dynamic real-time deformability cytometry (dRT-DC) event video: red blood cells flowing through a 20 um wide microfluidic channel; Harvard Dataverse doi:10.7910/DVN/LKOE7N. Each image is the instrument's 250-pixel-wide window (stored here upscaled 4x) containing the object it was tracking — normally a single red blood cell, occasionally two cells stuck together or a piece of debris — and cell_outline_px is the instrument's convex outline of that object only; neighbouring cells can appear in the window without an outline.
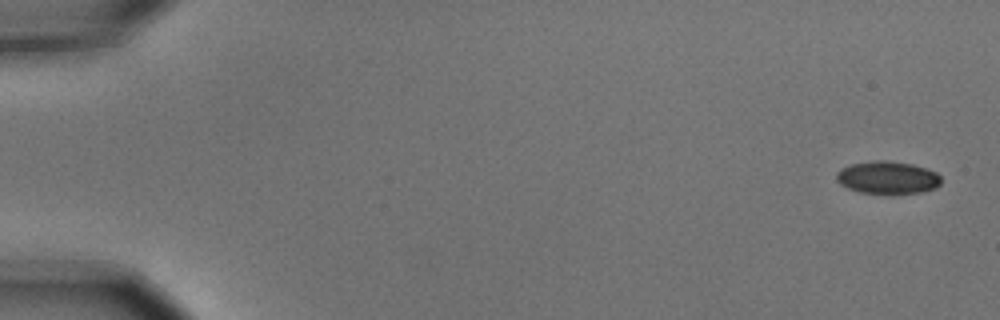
{"species": "common noctule bat (a hibernating species)", "species_latin": "Nyctalus noctula", "temperature_condition": "cold", "stored_images_in_passage": 8, "camera_frame_rate_fps": 3000, "um_per_image_px": 0.085, "animal": {"sex": "male", "body_mass_g": 15.6}, "frame": {"image": 1, "passage_image": 1, "time_ms": 0.0, "image_size_px": [1000, 320], "cell_outline_px": [[940, 184], [936, 188], [920, 192], [892, 196], [860, 192], [848, 188], [840, 184], [836, 180], [836, 172], [840, 168], [852, 164], [872, 160], [888, 160], [912, 164], [928, 168], [936, 172], [940, 176]], "centroid_in_image_um": [75.44, 15.11], "position_along_channel_um": 9.6, "area_um2": 20.58}}
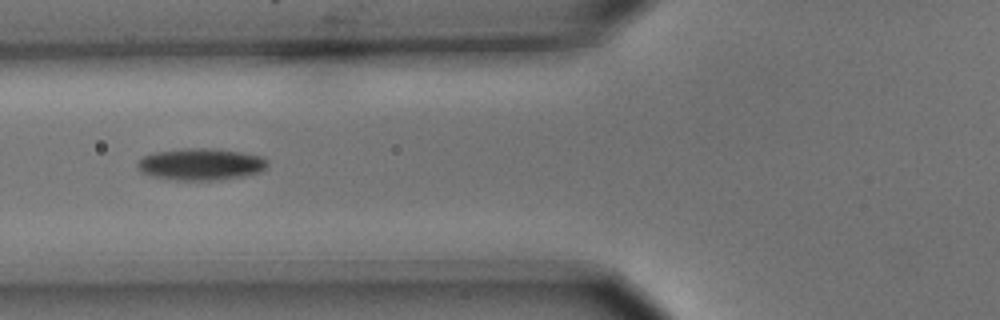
{"frame": {"image": 2, "passage_image": 6, "time_ms": 1.667, "image_size_px": [1000, 320], "cell_outline_px": [[268, 164], [260, 172], [244, 176], [220, 180], [176, 180], [156, 176], [144, 172], [136, 164], [144, 156], [156, 152], [180, 148], [212, 148], [240, 152], [260, 156], [268, 160]], "centroid_in_image_um": [17.12, 13.95], "position_along_channel_um": 108.7, "area_um2": 23.87}}
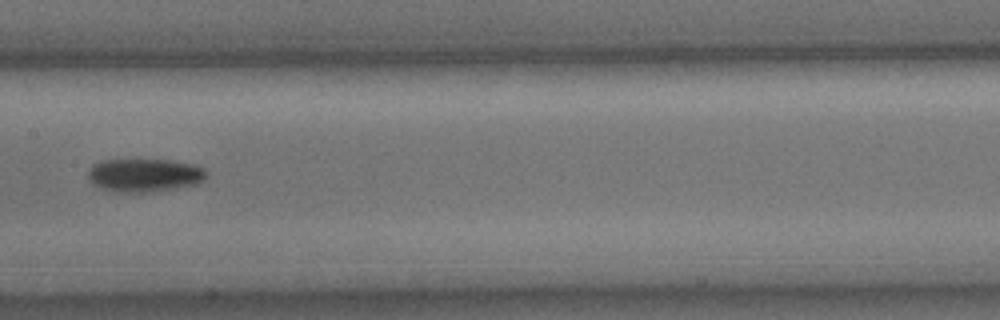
{"frame": {"image": 3, "passage_image": 8, "time_ms": 2.333, "image_size_px": [1000, 320], "cell_outline_px": [[208, 176], [204, 180], [196, 184], [172, 188], [140, 192], [116, 192], [100, 188], [92, 184], [88, 180], [88, 168], [92, 164], [104, 160], [172, 160], [196, 164], [204, 168]], "centroid_in_image_um": [12.26, 14.87], "position_along_channel_um": 195.1, "area_um2": 23.0}}